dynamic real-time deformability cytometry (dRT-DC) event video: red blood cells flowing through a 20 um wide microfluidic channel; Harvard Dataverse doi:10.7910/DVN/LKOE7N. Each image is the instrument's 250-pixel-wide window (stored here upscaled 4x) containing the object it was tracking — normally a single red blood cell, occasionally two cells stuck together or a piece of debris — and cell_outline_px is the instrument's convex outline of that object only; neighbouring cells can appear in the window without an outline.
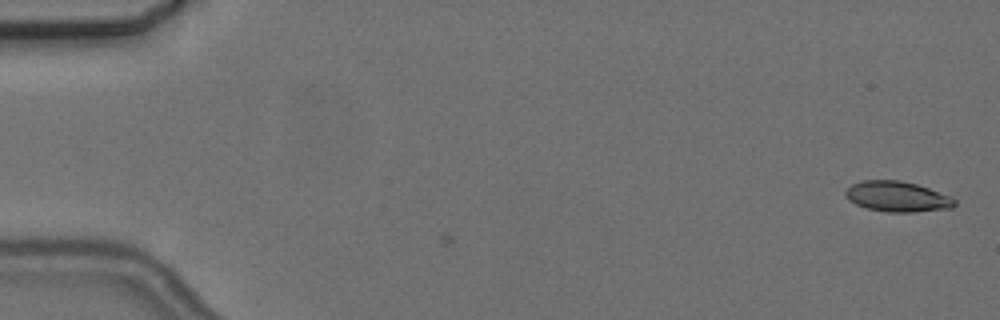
{"species": "common noctule bat (a hibernating species)", "species_latin": "Nyctalus noctula", "temperature_condition": "cold", "stored_images_in_passage": 7, "camera_frame_rate_fps": 3000, "um_per_image_px": 0.085, "animal": {"sex": "female", "body_mass_g": 24.6, "forearm_length_mm": 56.2}, "frame": {"image": 1, "passage_image": 7, "time_ms": 2.0, "image_size_px": [1000, 320], "cell_outline_px": [[956, 204], [952, 208], [912, 212], [888, 212], [868, 208], [856, 204], [848, 200], [844, 196], [844, 192], [852, 184], [860, 180], [900, 180], [916, 184], [952, 196], [956, 200]], "centroid_in_image_um": [76.27, 16.7], "position_along_channel_um": 8.7, "area_um2": 19.42}}